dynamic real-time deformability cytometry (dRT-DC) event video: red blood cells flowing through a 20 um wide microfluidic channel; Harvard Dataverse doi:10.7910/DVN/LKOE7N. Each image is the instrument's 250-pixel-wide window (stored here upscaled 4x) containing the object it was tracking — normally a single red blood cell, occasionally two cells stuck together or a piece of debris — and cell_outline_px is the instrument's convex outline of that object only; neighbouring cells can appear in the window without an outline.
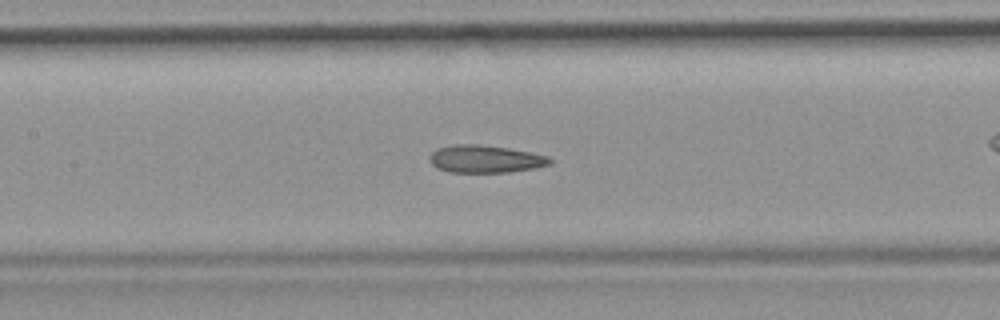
{"species": "common noctule bat (a hibernating species)", "species_latin": "Nyctalus noctula", "temperature_condition": "room temperature", "stored_images_in_passage": 49, "camera_frame_rate_fps": 3000, "um_per_image_px": 0.085, "animal": {"sex": "female", "body_mass_g": 19.9}, "frame": {"image": 1, "passage_image": 22, "time_ms": 7.0, "image_size_px": [1000, 320], "cell_outline_px": [[552, 164], [536, 168], [508, 172], [448, 172], [436, 168], [428, 160], [428, 156], [436, 148], [452, 144], [476, 144], [508, 148], [532, 152], [548, 156], [552, 160]], "centroid_in_image_um": [41.23, 13.51], "position_along_channel_um": 166.2, "area_um2": 19.59}}